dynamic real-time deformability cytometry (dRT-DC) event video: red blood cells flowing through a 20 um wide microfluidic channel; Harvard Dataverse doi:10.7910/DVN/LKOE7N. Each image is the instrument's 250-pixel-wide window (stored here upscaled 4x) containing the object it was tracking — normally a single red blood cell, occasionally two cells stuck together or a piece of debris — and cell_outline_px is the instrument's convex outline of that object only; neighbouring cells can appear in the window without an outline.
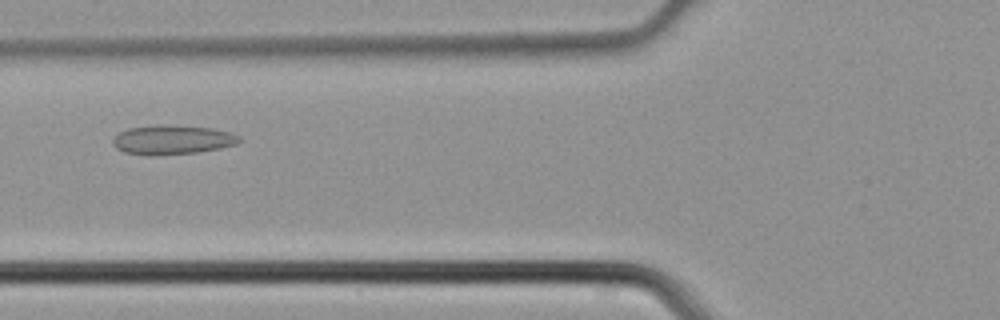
{"species": "common noctule bat (a hibernating species)", "species_latin": "Nyctalus noctula", "temperature_condition": "cold", "stored_images_in_passage": 7, "camera_frame_rate_fps": 3000, "um_per_image_px": 0.085, "animal": {"sex": "male", "body_mass_g": 21.5, "forearm_length_mm": 52.0}, "frame": {"image": 1, "passage_image": 6, "time_ms": 1.667, "image_size_px": [1000, 320], "cell_outline_px": [[240, 140], [236, 144], [220, 148], [196, 152], [148, 156], [124, 152], [116, 148], [112, 144], [112, 140], [120, 132], [128, 128], [156, 124], [164, 124], [212, 128], [232, 132], [240, 136]], "centroid_in_image_um": [14.63, 11.87], "position_along_channel_um": 111.2, "area_um2": 21.73}}
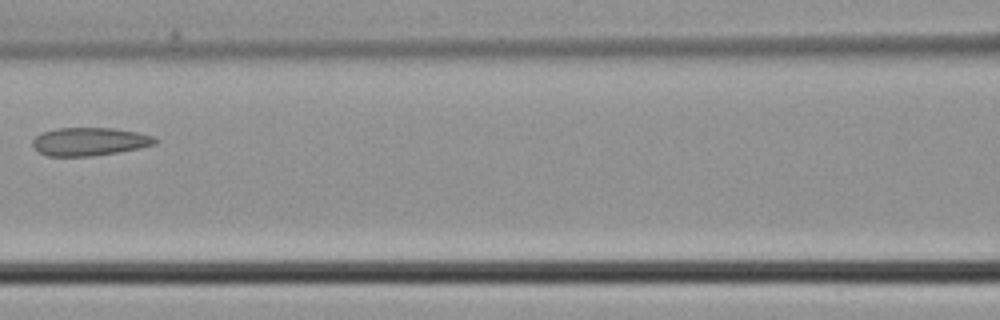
{"frame": {"image": 2, "passage_image": 7, "time_ms": 2.0, "image_size_px": [1000, 320], "cell_outline_px": [[160, 140], [156, 144], [140, 148], [92, 156], [48, 156], [40, 152], [32, 144], [32, 140], [40, 132], [56, 128], [112, 128], [136, 132], [152, 136]], "centroid_in_image_um": [7.61, 12.03], "position_along_channel_um": 159.0, "area_um2": 20.06}}